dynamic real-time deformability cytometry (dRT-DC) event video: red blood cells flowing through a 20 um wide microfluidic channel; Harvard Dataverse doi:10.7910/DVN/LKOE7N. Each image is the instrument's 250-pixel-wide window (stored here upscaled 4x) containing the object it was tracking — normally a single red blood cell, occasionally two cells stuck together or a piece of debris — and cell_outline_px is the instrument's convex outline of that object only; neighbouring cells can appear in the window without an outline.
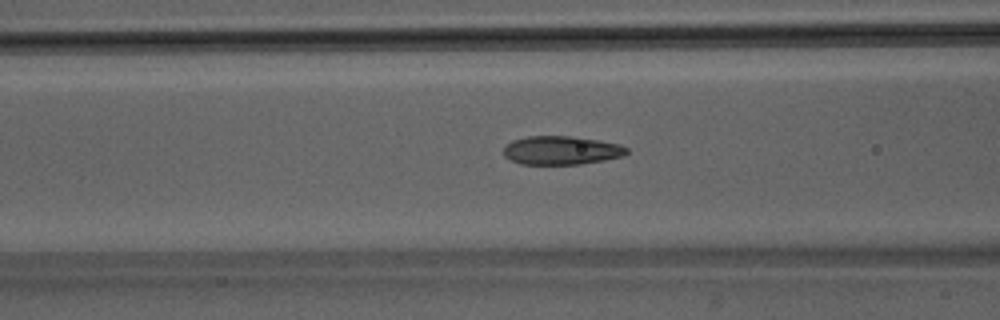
{"species": "Egyptian fruit bat (a non-hibernating species)", "species_latin": "Rousettus aegyptiacus", "temperature_condition": "room temperature", "stored_images_in_passage": 50, "camera_frame_rate_fps": 3000, "um_per_image_px": 0.085, "animal": {"sex": "male"}, "frame": {"image": 1, "passage_image": 20, "time_ms": 6.333, "image_size_px": [1000, 320], "cell_outline_px": [[628, 152], [624, 156], [604, 160], [580, 164], [520, 164], [504, 156], [504, 148], [512, 140], [528, 136], [568, 136], [600, 140], [620, 144], [628, 148]], "centroid_in_image_um": [47.74, 12.78], "position_along_channel_um": 118.9, "area_um2": 20.52}}
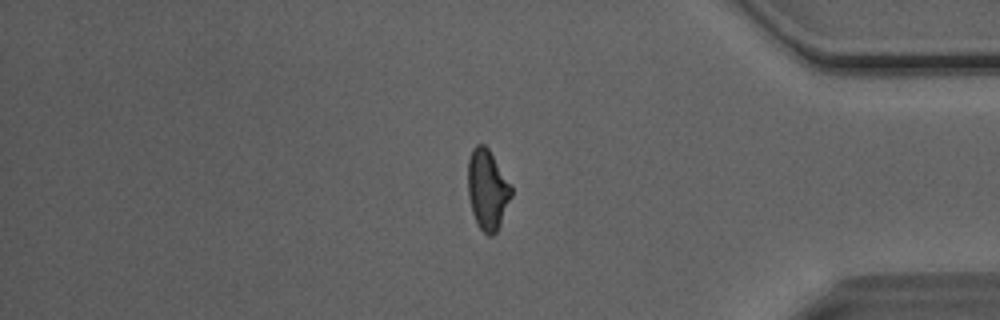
{"frame": {"image": 2, "passage_image": 42, "time_ms": 13.667, "image_size_px": [1000, 320], "cell_outline_px": [[512, 196], [496, 232], [492, 236], [488, 236], [480, 228], [472, 212], [468, 196], [468, 160], [472, 148], [476, 144], [484, 144], [488, 148], [512, 184]], "centroid_in_image_um": [41.44, 16.08], "position_along_channel_um": 393.8, "area_um2": 20.35}}
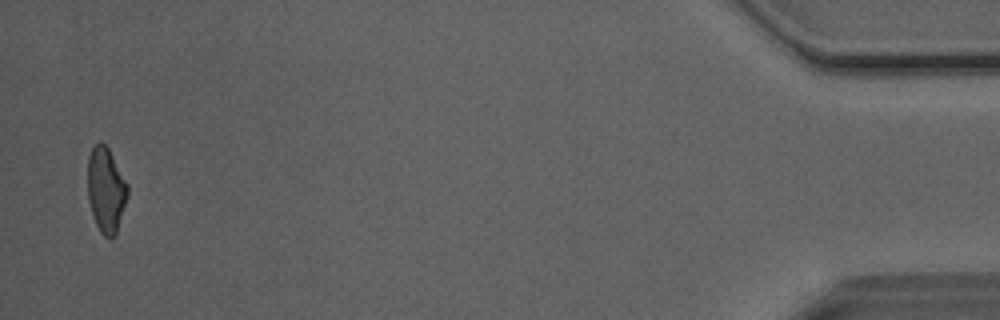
{"frame": {"image": 3, "passage_image": 49, "time_ms": 16.0, "image_size_px": [1000, 320], "cell_outline_px": [[128, 196], [116, 236], [108, 240], [100, 232], [96, 224], [88, 200], [88, 156], [92, 148], [100, 140], [108, 148], [128, 184]], "centroid_in_image_um": [9.02, 16.18], "position_along_channel_um": 426.2, "area_um2": 19.94}, "authors_computed_cell_mechanics": {"area_um2": 20.5479, "velocity_mm_per_s": 4.0988, "shape_relaxation_time_tau1_ms": 4.4479, "shape_relaxation_time_tau2_ms": 1.1853, "deformation_change_tau1": 0.1502, "deformation_change_tau2": 0.0771}}